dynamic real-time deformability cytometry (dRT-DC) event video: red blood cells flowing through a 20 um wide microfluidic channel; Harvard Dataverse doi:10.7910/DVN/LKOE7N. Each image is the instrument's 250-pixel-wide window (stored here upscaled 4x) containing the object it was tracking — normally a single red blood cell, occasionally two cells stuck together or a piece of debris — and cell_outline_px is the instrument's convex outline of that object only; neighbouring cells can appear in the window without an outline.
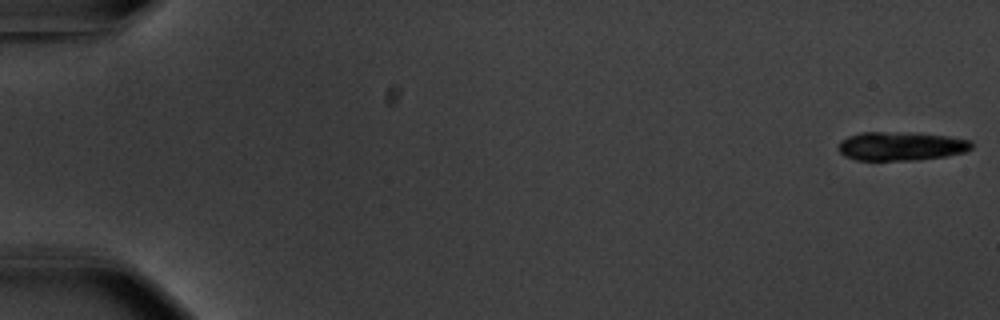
{"species": "common noctule bat (a hibernating species)", "species_latin": "Nyctalus noctula", "temperature_condition": "warm", "stored_images_in_passage": 55, "camera_frame_rate_fps": 3000, "um_per_image_px": 0.085, "animal": {"sex": "male", "body_mass_g": 20.1, "forearm_length_mm": 53.5}, "frame": {"image": 1, "passage_image": 1, "time_ms": 0.0, "image_size_px": [1000, 320], "cell_outline_px": [[972, 148], [964, 152], [944, 156], [920, 160], [856, 160], [844, 156], [840, 152], [840, 140], [848, 136], [860, 132], [884, 132], [948, 136], [972, 140]], "centroid_in_image_um": [76.57, 12.43], "position_along_channel_um": 8.4, "area_um2": 22.08}}
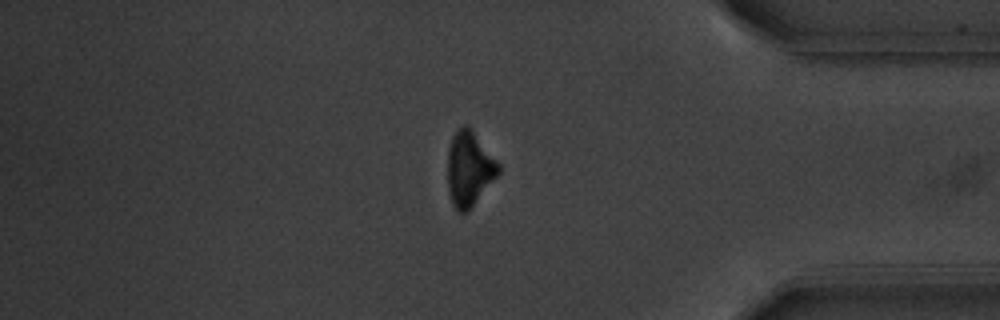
{"frame": {"image": 2, "passage_image": 47, "time_ms": 15.333, "image_size_px": [1000, 320], "cell_outline_px": [[500, 172], [468, 212], [456, 212], [452, 204], [448, 188], [448, 148], [452, 136], [464, 124], [468, 124], [472, 128], [500, 164]], "centroid_in_image_um": [39.89, 14.33], "position_along_channel_um": 395.3, "area_um2": 22.31}}
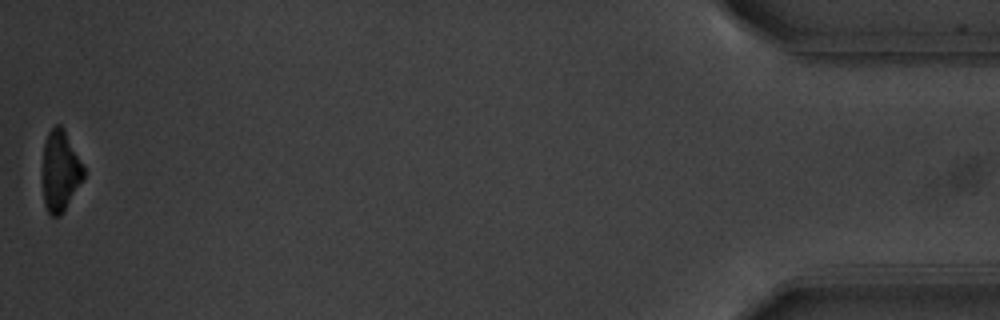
{"frame": {"image": 3, "passage_image": 55, "time_ms": 18.0, "image_size_px": [1000, 320], "cell_outline_px": [[84, 180], [60, 216], [52, 216], [48, 212], [44, 204], [44, 144], [48, 132], [56, 124], [60, 124], [64, 128], [84, 168]], "centroid_in_image_um": [5.14, 14.53], "position_along_channel_um": 430.1, "area_um2": 19.02}, "authors_computed_cell_mechanics": {"area_um2": 23.5824, "velocity_mm_per_s": 3.7201, "shape_relaxation_time_tau1_ms": 2.5972, "shape_relaxation_time_tau2_ms": null, "deformation_change_tau1": 0.1227, "deformation_change_tau2": null}}